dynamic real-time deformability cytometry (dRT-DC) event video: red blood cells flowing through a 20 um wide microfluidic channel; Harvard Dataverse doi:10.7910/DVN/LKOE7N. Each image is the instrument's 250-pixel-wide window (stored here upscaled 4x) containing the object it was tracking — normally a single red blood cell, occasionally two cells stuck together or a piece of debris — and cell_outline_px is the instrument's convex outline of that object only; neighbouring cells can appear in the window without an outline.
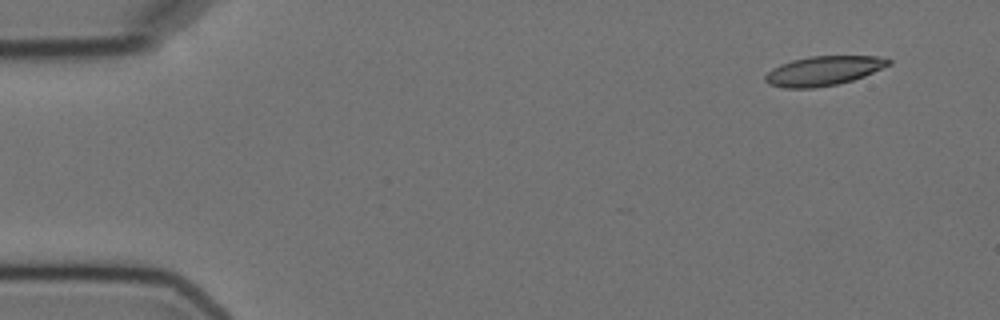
{"species": "Egyptian fruit bat (a non-hibernating species)", "species_latin": "Rousettus aegyptiacus", "temperature_condition": "cold", "stored_images_in_passage": 7, "camera_frame_rate_fps": 3000, "um_per_image_px": 0.085, "animal": {"sex": "female"}, "frame": {"image": 1, "passage_image": 1, "time_ms": 0.0, "image_size_px": [1000, 320], "cell_outline_px": [[892, 64], [864, 76], [852, 80], [836, 84], [812, 88], [784, 88], [768, 84], [764, 80], [764, 76], [772, 68], [780, 64], [792, 60], [812, 56], [876, 56], [892, 60]], "centroid_in_image_um": [69.98, 6.02], "position_along_channel_um": 15.0, "area_um2": 21.1}}
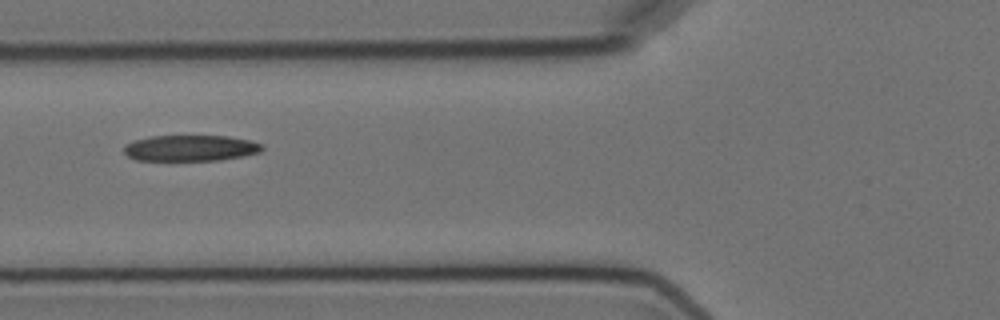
{"frame": {"image": 2, "passage_image": 6, "time_ms": 5.667, "image_size_px": [1000, 320], "cell_outline_px": [[264, 148], [260, 152], [244, 156], [220, 160], [136, 160], [128, 156], [124, 152], [124, 144], [136, 140], [152, 136], [228, 136], [252, 140], [264, 144]], "centroid_in_image_um": [16.24, 12.58], "position_along_channel_um": 109.6, "area_um2": 21.04}}
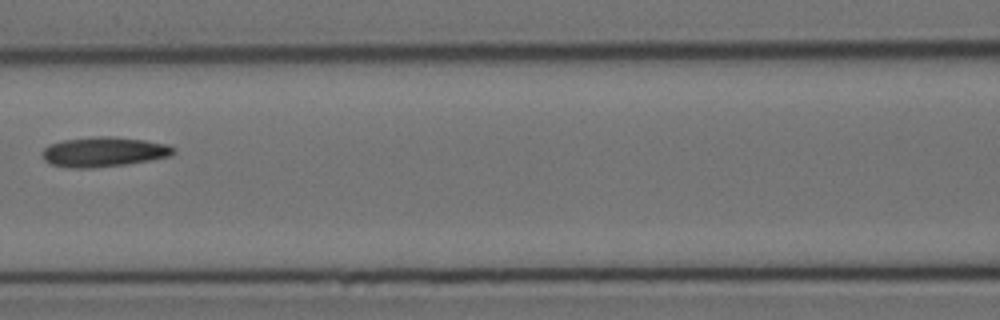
{"frame": {"image": 3, "passage_image": 7, "time_ms": 7.0, "image_size_px": [1000, 320], "cell_outline_px": [[176, 152], [168, 156], [128, 164], [92, 168], [72, 168], [52, 164], [44, 160], [40, 152], [44, 148], [52, 144], [64, 140], [96, 136], [112, 136], [144, 140], [168, 144], [176, 148]], "centroid_in_image_um": [8.83, 12.91], "position_along_channel_um": 157.8, "area_um2": 22.77}}